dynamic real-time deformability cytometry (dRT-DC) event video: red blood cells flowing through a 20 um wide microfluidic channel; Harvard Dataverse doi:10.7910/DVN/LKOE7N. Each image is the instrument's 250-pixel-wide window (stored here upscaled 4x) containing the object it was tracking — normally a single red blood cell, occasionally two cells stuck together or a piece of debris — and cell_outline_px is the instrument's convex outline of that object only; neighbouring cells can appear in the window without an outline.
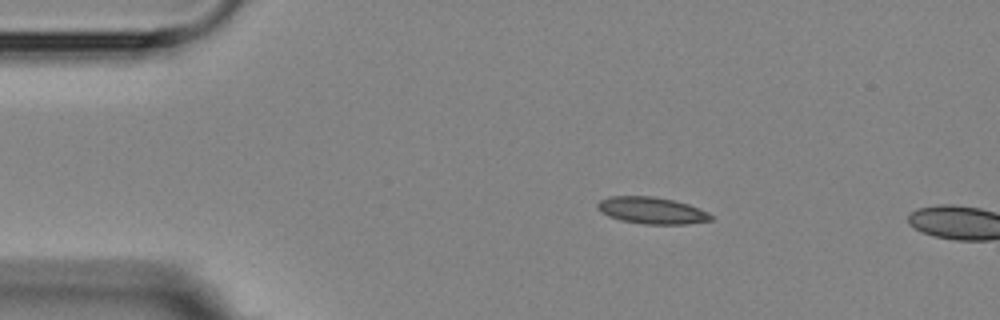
{"species": "Egyptian fruit bat (a non-hibernating species)", "species_latin": "Rousettus aegyptiacus", "temperature_condition": "room temperature", "stored_images_in_passage": 4, "camera_frame_rate_fps": 3000, "um_per_image_px": 0.085, "animal": {"sex": "female"}, "frame": {"image": 1, "passage_image": 3, "time_ms": 2.333, "image_size_px": [1000, 320], "cell_outline_px": [[712, 220], [688, 224], [644, 224], [620, 220], [608, 216], [600, 212], [596, 204], [600, 200], [608, 196], [652, 196], [672, 200], [688, 204], [700, 208], [708, 212], [712, 216]], "centroid_in_image_um": [55.38, 17.89], "position_along_channel_um": 29.6, "area_um2": 17.74}}